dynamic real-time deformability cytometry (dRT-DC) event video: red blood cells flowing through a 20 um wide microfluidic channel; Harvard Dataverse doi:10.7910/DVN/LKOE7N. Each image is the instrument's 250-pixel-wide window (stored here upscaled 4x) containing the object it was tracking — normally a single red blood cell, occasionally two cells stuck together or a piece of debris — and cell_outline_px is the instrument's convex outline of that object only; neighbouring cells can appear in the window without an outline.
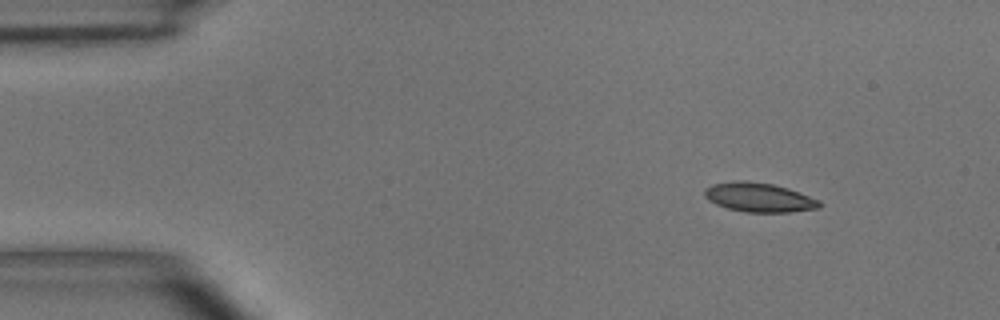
{"species": "common noctule bat (a hibernating species)", "species_latin": "Nyctalus noctula", "temperature_condition": "room temperature", "stored_images_in_passage": 4, "camera_frame_rate_fps": 3000, "um_per_image_px": 0.085, "animal": {"sex": "male", "body_mass_g": 15.6}, "frame": {"image": 1, "passage_image": 1, "time_ms": 0.0, "image_size_px": [1000, 320], "cell_outline_px": [[820, 208], [788, 212], [744, 212], [728, 208], [716, 204], [708, 200], [704, 196], [704, 188], [712, 184], [732, 180], [744, 180], [772, 184], [788, 188], [820, 200]], "centroid_in_image_um": [64.48, 16.77], "position_along_channel_um": 20.5, "area_um2": 19.65}}
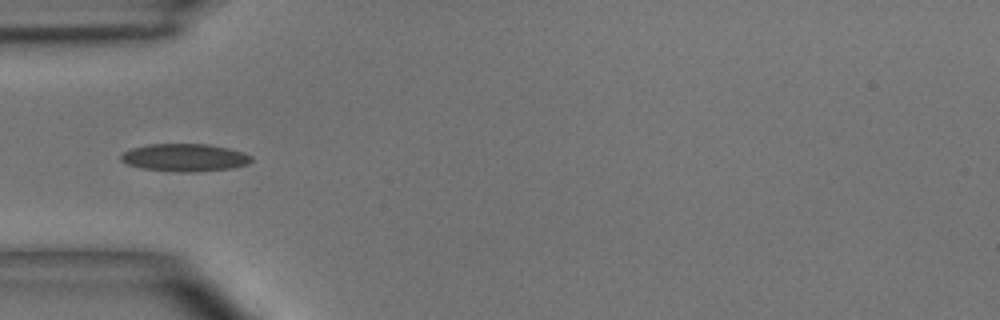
{"frame": {"image": 2, "passage_image": 4, "time_ms": 3.333, "image_size_px": [1000, 320], "cell_outline_px": [[252, 160], [248, 164], [232, 168], [196, 172], [180, 172], [140, 168], [128, 164], [120, 160], [120, 156], [124, 152], [132, 148], [148, 144], [208, 144], [228, 148], [244, 152], [252, 156]], "centroid_in_image_um": [15.72, 13.39], "position_along_channel_um": 69.3, "area_um2": 21.1}}